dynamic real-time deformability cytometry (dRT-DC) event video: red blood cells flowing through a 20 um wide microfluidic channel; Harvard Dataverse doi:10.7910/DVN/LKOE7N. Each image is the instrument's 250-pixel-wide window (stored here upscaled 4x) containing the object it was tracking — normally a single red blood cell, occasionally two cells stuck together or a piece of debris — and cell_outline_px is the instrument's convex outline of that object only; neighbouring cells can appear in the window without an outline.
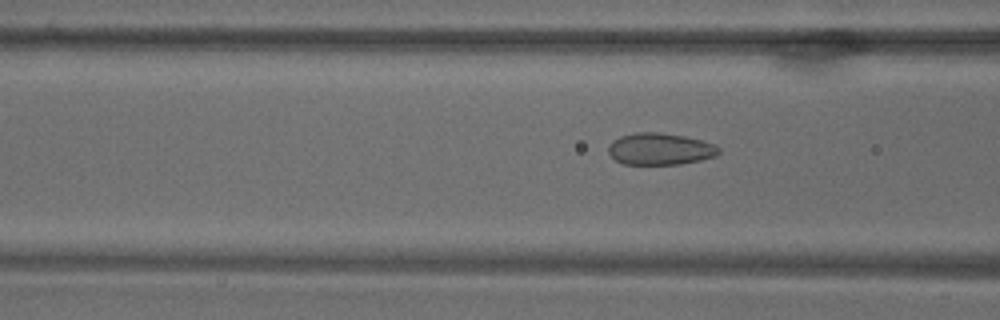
{"species": "common noctule bat (a hibernating species)", "species_latin": "Nyctalus noctula", "temperature_condition": "warm", "stored_images_in_passage": 70, "camera_frame_rate_fps": 3000, "um_per_image_px": 0.085, "animal": {"sex": "male", "body_mass_g": 18.8}, "frame": {"image": 1, "passage_image": 28, "time_ms": 9.0, "image_size_px": [1000, 320], "cell_outline_px": [[720, 152], [716, 156], [700, 160], [680, 164], [624, 164], [616, 160], [608, 152], [608, 144], [612, 140], [620, 136], [636, 132], [660, 132], [684, 136], [716, 144], [720, 148]], "centroid_in_image_um": [56.1, 12.65], "position_along_channel_um": 110.5, "area_um2": 20.58}}
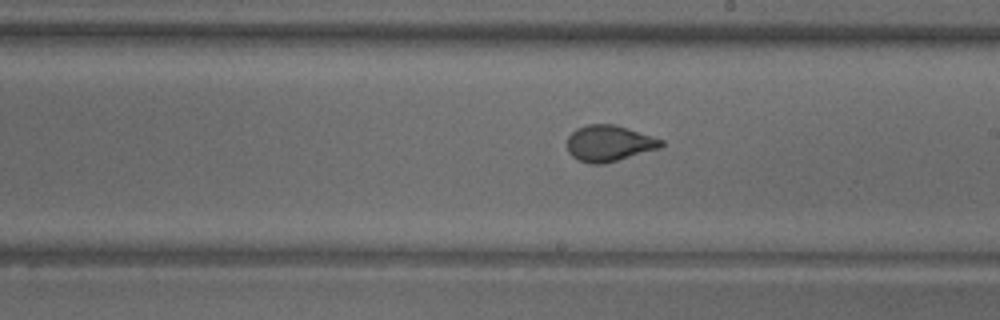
{"frame": {"image": 2, "passage_image": 41, "time_ms": 13.333, "image_size_px": [1000, 320], "cell_outline_px": [[664, 144], [660, 148], [604, 164], [588, 164], [572, 156], [568, 152], [568, 136], [576, 128], [588, 124], [616, 124], [664, 140]], "centroid_in_image_um": [51.77, 12.18], "position_along_channel_um": 237.2, "area_um2": 19.83}}
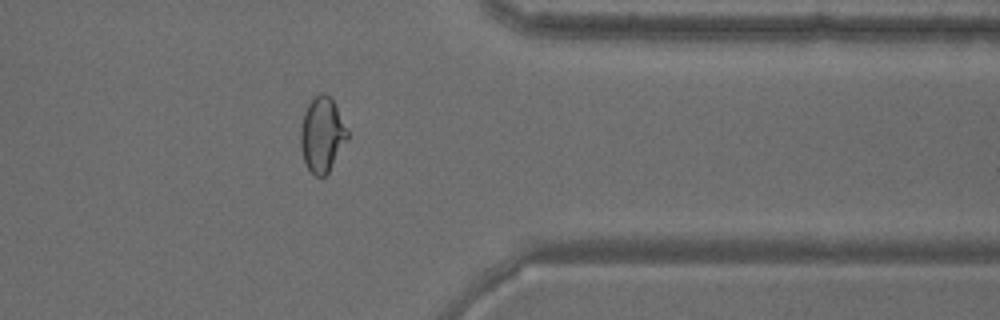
{"frame": {"image": 3, "passage_image": 57, "time_ms": 18.667, "image_size_px": [1000, 320], "cell_outline_px": [[348, 140], [328, 172], [324, 176], [316, 176], [308, 168], [304, 160], [300, 144], [300, 128], [304, 112], [308, 104], [320, 92], [324, 92], [332, 100], [348, 132]], "centroid_in_image_um": [27.36, 11.45], "position_along_channel_um": 384.0, "area_um2": 20.11}}